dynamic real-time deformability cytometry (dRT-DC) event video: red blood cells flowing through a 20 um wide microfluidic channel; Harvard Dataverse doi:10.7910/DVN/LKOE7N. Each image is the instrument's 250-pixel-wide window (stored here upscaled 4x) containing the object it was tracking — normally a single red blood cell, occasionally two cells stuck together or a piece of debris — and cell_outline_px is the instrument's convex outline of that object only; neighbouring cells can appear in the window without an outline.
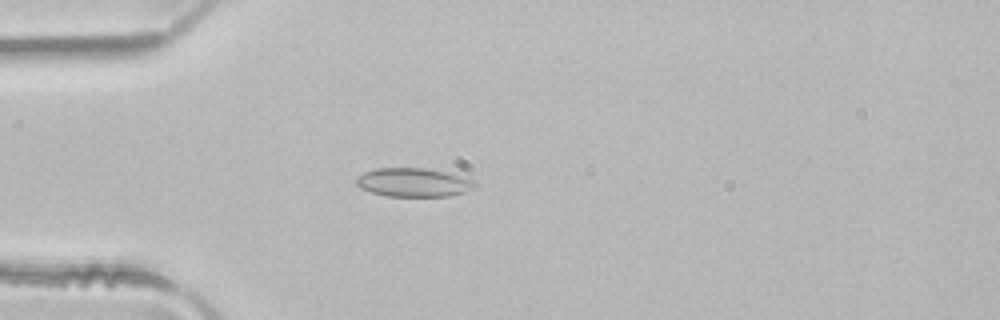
{"species": "common noctule bat (a hibernating species)", "species_latin": "Nyctalus noctula", "temperature_condition": "room temperature", "stored_images_in_passage": 1, "camera_frame_rate_fps": 3000, "um_per_image_px": 0.085, "animal": {"sex": "male", "body_mass_g": 21.5, "forearm_length_mm": 52.0}, "frame": {"image": 1, "passage_image": 1, "time_ms": 0.0, "image_size_px": [1000, 320], "cell_outline_px": [[476, 184], [468, 192], [448, 196], [388, 196], [372, 192], [360, 188], [356, 184], [356, 176], [364, 172], [376, 168], [424, 168], [444, 172], [460, 176], [472, 180]], "centroid_in_image_um": [35.11, 15.51], "position_along_channel_um": 49.9, "area_um2": 19.71}}